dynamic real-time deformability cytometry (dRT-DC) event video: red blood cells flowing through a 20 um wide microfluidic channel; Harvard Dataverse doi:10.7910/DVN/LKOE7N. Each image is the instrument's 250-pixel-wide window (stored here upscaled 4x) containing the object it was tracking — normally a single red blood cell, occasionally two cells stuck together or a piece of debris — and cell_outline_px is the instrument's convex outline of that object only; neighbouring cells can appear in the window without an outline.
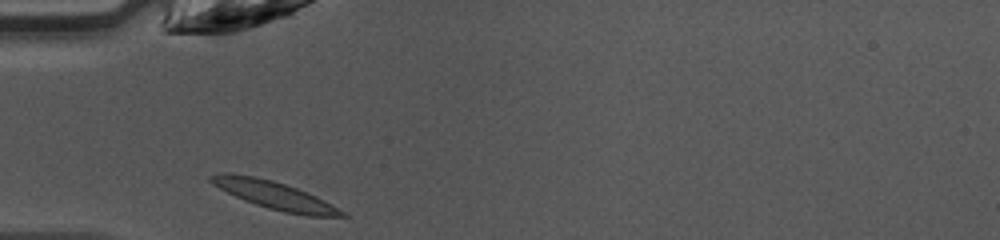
{"species": "common noctule bat (a hibernating species)", "species_latin": "Nyctalus noctula", "temperature_condition": "warm", "stored_images_in_passage": 26, "camera_frame_rate_fps": 3000, "um_per_image_px": 0.085, "animal": {"sex": "female", "body_mass_g": 10.0, "forearm_length_mm": 53.1}, "frame": {"image": 1, "passage_image": 1, "time_ms": 0.0, "image_size_px": [1000, 240], "cell_outline_px": [[348, 216], [308, 216], [284, 212], [268, 208], [244, 200], [212, 184], [208, 180], [208, 176], [216, 172], [232, 172], [256, 176], [272, 180], [296, 188], [316, 196], [324, 200], [344, 212]], "centroid_in_image_um": [23.25, 16.56], "position_along_channel_um": 61.8, "area_um2": 21.1}}
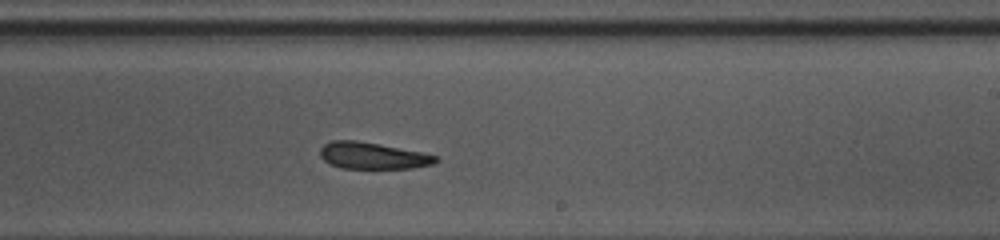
{"frame": {"image": 2, "passage_image": 15, "time_ms": 4.667, "image_size_px": [1000, 240], "cell_outline_px": [[440, 160], [432, 164], [412, 168], [340, 168], [328, 164], [320, 156], [320, 148], [324, 144], [332, 140], [356, 140], [380, 144], [420, 152], [436, 156]], "centroid_in_image_um": [31.63, 13.23], "position_along_channel_um": 257.4, "area_um2": 17.92}}
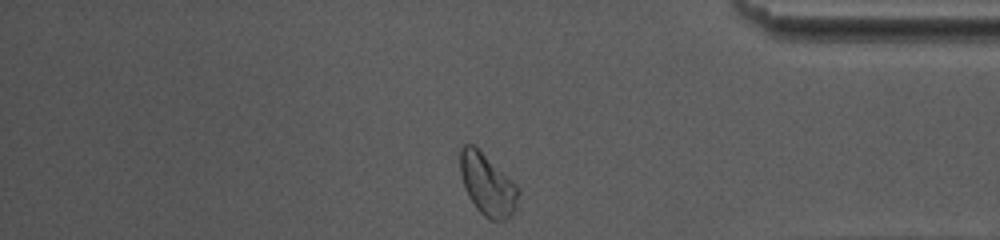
{"frame": {"image": 3, "passage_image": 26, "time_ms": 8.333, "image_size_px": [1000, 240], "cell_outline_px": [[520, 192], [516, 208], [504, 220], [488, 220], [476, 208], [468, 196], [460, 172], [460, 148], [464, 144], [472, 144], [516, 184], [520, 188]], "centroid_in_image_um": [41.43, 15.71], "position_along_channel_um": 393.8, "area_um2": 20.58}, "authors_computed_cell_mechanics": {"area_um2": 18.9873, "velocity_mm_per_s": 4.2431, "shape_relaxation_time_tau1_ms": 1.6529, "shape_relaxation_time_tau2_ms": 2.7454, "deformation_change_tau1": 0.1347, "deformation_change_tau2": 0.1116}}